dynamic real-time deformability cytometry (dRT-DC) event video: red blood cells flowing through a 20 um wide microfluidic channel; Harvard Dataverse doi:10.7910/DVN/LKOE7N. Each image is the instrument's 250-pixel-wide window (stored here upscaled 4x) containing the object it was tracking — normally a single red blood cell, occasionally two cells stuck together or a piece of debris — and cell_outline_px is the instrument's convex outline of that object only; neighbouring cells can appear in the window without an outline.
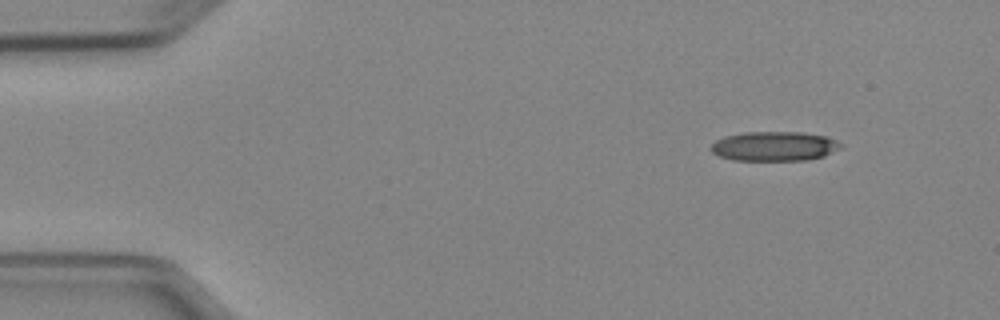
{"species": "Egyptian fruit bat (a non-hibernating species)", "species_latin": "Rousettus aegyptiacus", "temperature_condition": "cold", "stored_images_in_passage": 5, "camera_frame_rate_fps": 3000, "um_per_image_px": 0.085, "animal": {"sex": "female"}, "frame": {"image": 1, "passage_image": 1, "time_ms": 0.0, "image_size_px": [1000, 320], "cell_outline_px": [[844, 144], [840, 148], [824, 156], [808, 160], [732, 160], [720, 156], [712, 152], [708, 148], [716, 140], [724, 136], [744, 132], [800, 132], [824, 136], [836, 140]], "centroid_in_image_um": [65.8, 12.43], "position_along_channel_um": 19.2, "area_um2": 22.37}}
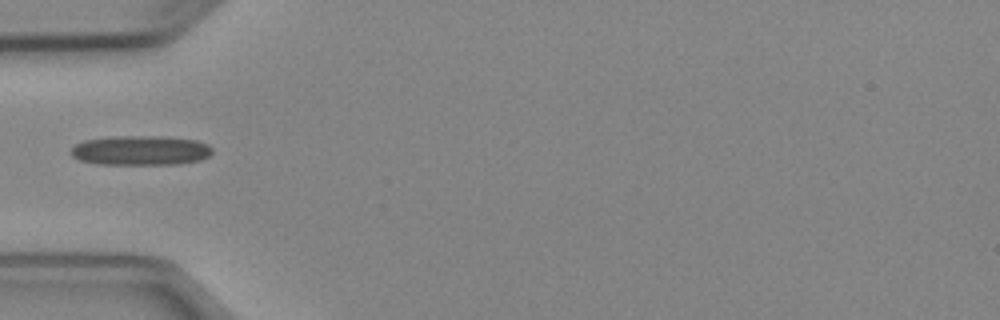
{"frame": {"image": 2, "passage_image": 4, "time_ms": 3.667, "image_size_px": [1000, 320], "cell_outline_px": [[212, 152], [208, 156], [200, 160], [180, 164], [96, 164], [80, 160], [72, 156], [68, 152], [76, 144], [84, 140], [112, 136], [160, 136], [196, 140], [208, 144], [212, 148]], "centroid_in_image_um": [11.93, 12.78], "position_along_channel_um": 73.1, "area_um2": 24.57}}
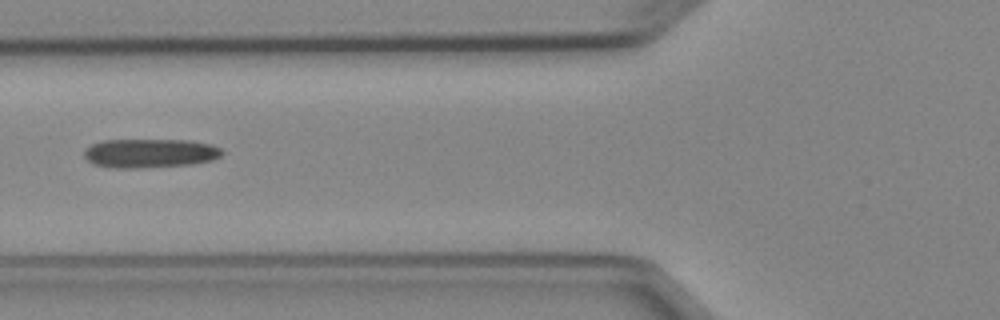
{"frame": {"image": 3, "passage_image": 5, "time_ms": 4.667, "image_size_px": [1000, 320], "cell_outline_px": [[224, 152], [220, 156], [212, 160], [192, 164], [140, 168], [112, 168], [92, 164], [84, 156], [84, 152], [92, 144], [100, 140], [192, 140], [212, 144], [220, 148]], "centroid_in_image_um": [12.75, 13.02], "position_along_channel_um": 113.0, "area_um2": 23.47}}